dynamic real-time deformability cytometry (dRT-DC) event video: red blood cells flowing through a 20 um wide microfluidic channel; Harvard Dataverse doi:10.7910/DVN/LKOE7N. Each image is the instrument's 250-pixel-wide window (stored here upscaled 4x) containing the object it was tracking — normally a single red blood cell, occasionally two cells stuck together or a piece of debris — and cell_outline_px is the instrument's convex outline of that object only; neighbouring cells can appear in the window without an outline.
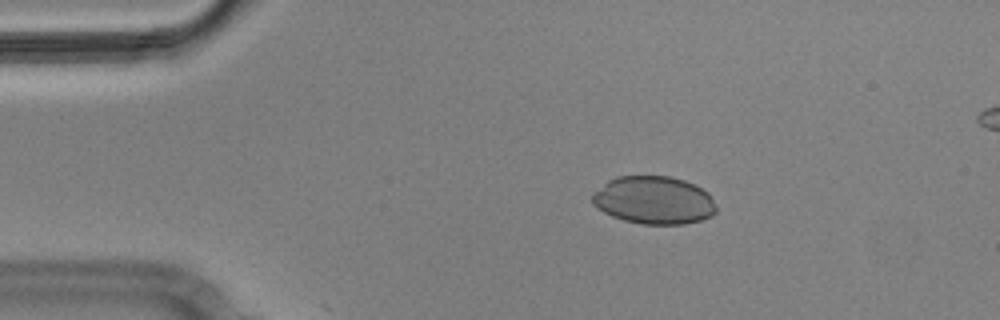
{"species": "Egyptian fruit bat (a non-hibernating species)", "species_latin": "Rousettus aegyptiacus", "temperature_condition": "cold", "stored_images_in_passage": 5, "camera_frame_rate_fps": 3000, "um_per_image_px": 0.085, "animal": {"sex": "male"}, "frame": {"image": 1, "passage_image": 2, "time_ms": 0.333, "image_size_px": [1000, 320], "cell_outline_px": [[716, 212], [712, 216], [700, 220], [684, 224], [640, 224], [624, 220], [612, 216], [604, 212], [592, 204], [592, 196], [608, 180], [616, 176], [668, 176], [684, 180], [696, 184], [708, 192], [716, 208]], "centroid_in_image_um": [55.59, 17.02], "position_along_channel_um": 29.4, "area_um2": 34.56}}